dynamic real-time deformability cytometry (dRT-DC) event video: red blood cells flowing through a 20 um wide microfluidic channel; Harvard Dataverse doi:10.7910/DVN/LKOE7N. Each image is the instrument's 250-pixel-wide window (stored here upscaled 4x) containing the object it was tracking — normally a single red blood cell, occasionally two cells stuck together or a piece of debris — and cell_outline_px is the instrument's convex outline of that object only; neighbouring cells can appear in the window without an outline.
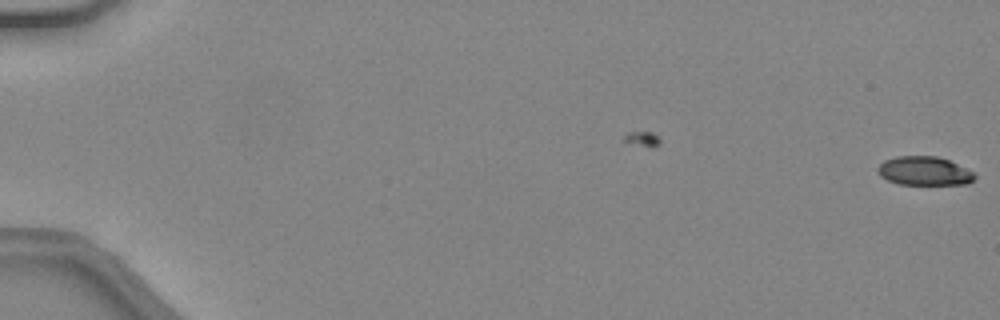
{"species": "common noctule bat (a hibernating species)", "species_latin": "Nyctalus noctula", "temperature_condition": "warm", "stored_images_in_passage": 5, "camera_frame_rate_fps": 3000, "um_per_image_px": 0.085, "animal": {"sex": "female", "body_mass_g": 24.6, "forearm_length_mm": 56.2}, "frame": {"image": 1, "passage_image": 5, "time_ms": 1.333, "image_size_px": [1000, 320], "cell_outline_px": [[972, 180], [960, 184], [904, 184], [888, 180], [880, 172], [880, 164], [888, 160], [904, 156], [932, 156], [948, 160], [972, 172]], "centroid_in_image_um": [78.57, 14.53], "position_along_channel_um": 6.4, "area_um2": 15.2}}